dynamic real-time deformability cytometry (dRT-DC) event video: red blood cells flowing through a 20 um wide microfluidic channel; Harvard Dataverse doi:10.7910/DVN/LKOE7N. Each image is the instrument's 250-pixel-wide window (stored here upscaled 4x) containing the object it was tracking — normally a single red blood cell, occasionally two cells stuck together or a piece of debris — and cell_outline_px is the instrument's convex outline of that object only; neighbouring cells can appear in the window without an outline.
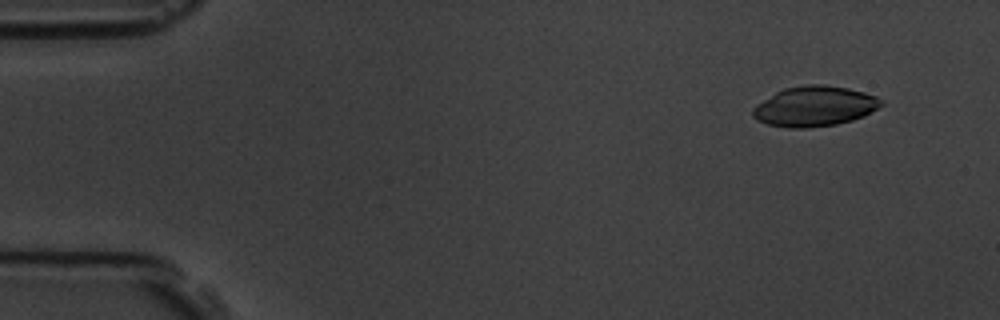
{"species": "common noctule bat (a hibernating species)", "species_latin": "Nyctalus noctula", "temperature_condition": "room temperature", "stored_images_in_passage": 6, "camera_frame_rate_fps": 3000, "um_per_image_px": 0.085, "animal": {"sex": "male", "body_mass_g": 19.5, "forearm_length_mm": 54.6}, "frame": {"image": 1, "passage_image": 2, "time_ms": 1.0, "image_size_px": [1000, 320], "cell_outline_px": [[884, 104], [864, 116], [852, 120], [836, 124], [808, 128], [788, 128], [768, 124], [756, 120], [752, 116], [752, 108], [756, 104], [776, 92], [784, 88], [808, 84], [824, 84], [848, 88], [864, 92], [876, 96], [884, 100]], "centroid_in_image_um": [69.24, 9.03], "position_along_channel_um": 15.8, "area_um2": 30.23}}